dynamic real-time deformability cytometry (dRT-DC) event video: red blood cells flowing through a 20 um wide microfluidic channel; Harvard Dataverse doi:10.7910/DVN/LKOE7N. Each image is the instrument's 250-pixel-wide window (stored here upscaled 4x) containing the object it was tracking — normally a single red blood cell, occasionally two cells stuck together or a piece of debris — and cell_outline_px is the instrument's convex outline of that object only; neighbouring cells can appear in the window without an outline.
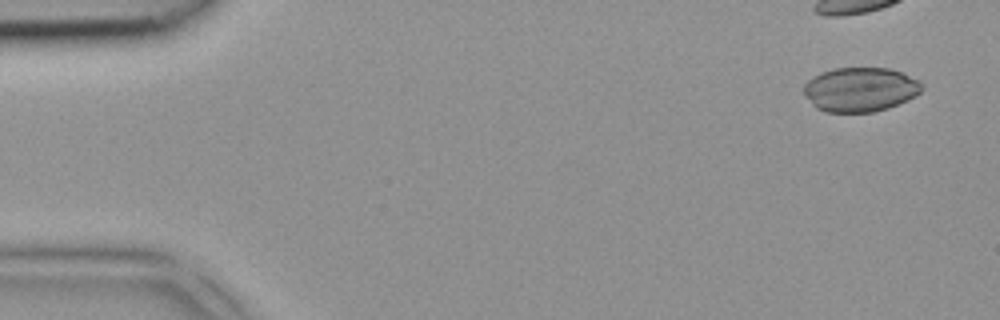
{"species": "common noctule bat (a hibernating species)", "species_latin": "Nyctalus noctula", "temperature_condition": "room temperature", "stored_images_in_passage": 4, "camera_frame_rate_fps": 3000, "um_per_image_px": 0.085, "animal": {"sex": "female", "body_mass_g": 18.4}, "frame": {"image": 1, "passage_image": 1, "time_ms": 0.0, "image_size_px": [1000, 320], "cell_outline_px": [[924, 88], [916, 96], [908, 100], [888, 108], [872, 112], [824, 112], [816, 108], [804, 96], [804, 84], [808, 80], [820, 72], [832, 68], [888, 68], [900, 72], [920, 80]], "centroid_in_image_um": [73.11, 7.61], "position_along_channel_um": 11.9, "area_um2": 30.75}}